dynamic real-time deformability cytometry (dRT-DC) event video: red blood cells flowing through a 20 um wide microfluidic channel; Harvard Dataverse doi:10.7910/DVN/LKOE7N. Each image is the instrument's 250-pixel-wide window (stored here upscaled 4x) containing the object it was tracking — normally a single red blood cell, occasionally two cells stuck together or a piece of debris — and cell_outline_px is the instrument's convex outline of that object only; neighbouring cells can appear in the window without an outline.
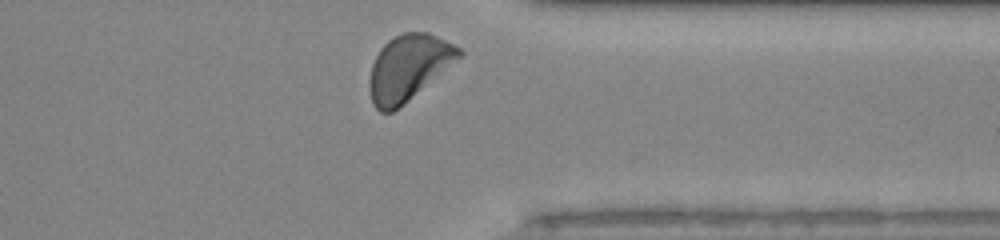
{"species": "human", "species_latin": "Homo sapiens", "temperature_condition": "room temperature", "stored_images_in_passage": 26, "camera_frame_rate_fps": 3000, "um_per_image_px": 0.085, "donor": {"sex": "male"}, "frame": {"image": 1, "passage_image": 26, "time_ms": 8.333, "image_size_px": [1000, 240], "cell_outline_px": [[464, 56], [404, 104], [392, 112], [380, 112], [372, 104], [368, 88], [368, 80], [372, 64], [380, 48], [388, 40], [404, 32], [428, 32], [460, 48], [464, 52]], "centroid_in_image_um": [34.72, 5.76], "position_along_channel_um": 376.7, "area_um2": 34.51}}